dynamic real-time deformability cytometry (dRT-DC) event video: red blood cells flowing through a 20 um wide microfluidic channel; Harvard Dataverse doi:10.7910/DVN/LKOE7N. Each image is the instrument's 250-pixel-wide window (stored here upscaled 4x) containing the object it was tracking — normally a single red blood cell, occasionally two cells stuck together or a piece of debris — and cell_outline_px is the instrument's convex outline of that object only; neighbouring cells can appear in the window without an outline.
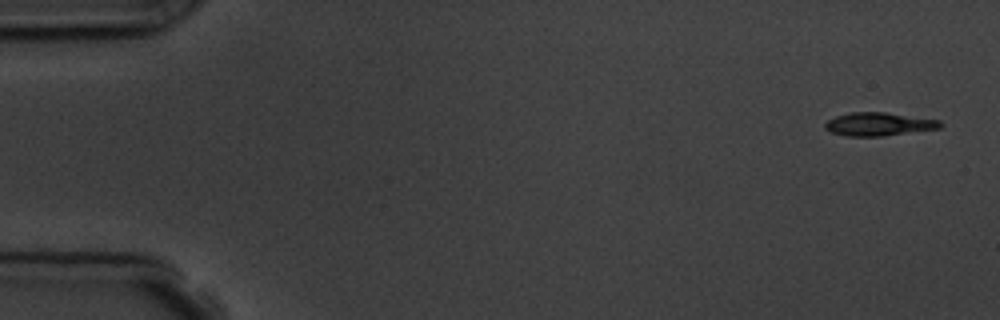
{"species": "common noctule bat (a hibernating species)", "species_latin": "Nyctalus noctula", "temperature_condition": "room temperature", "stored_images_in_passage": 4, "camera_frame_rate_fps": 3000, "um_per_image_px": 0.085, "animal": {"sex": "male", "body_mass_g": 19.5, "forearm_length_mm": 54.6}, "frame": {"image": 1, "passage_image": 1, "time_ms": 0.0, "image_size_px": [1000, 320], "cell_outline_px": [[944, 124], [940, 128], [880, 136], [844, 136], [832, 132], [824, 128], [824, 124], [828, 120], [836, 116], [852, 112], [884, 112], [940, 120]], "centroid_in_image_um": [74.68, 10.55], "position_along_channel_um": 10.3, "area_um2": 15.49}}
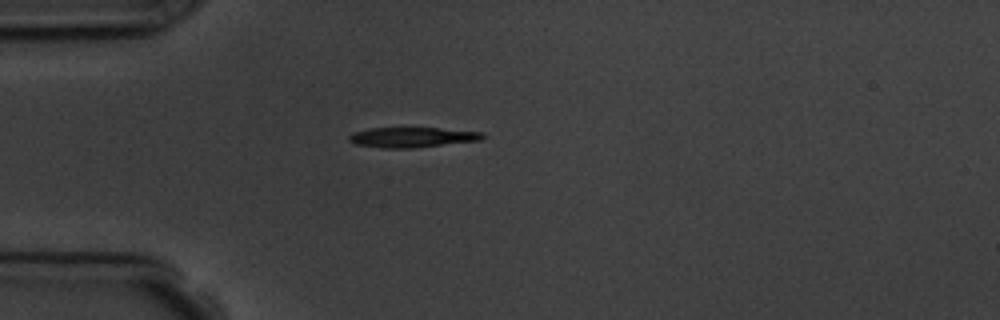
{"frame": {"image": 2, "passage_image": 4, "time_ms": 4.333, "image_size_px": [1000, 320], "cell_outline_px": [[488, 136], [480, 140], [416, 148], [384, 148], [356, 144], [348, 140], [348, 136], [352, 132], [368, 128], [440, 128], [484, 132]], "centroid_in_image_um": [35.06, 11.66], "position_along_channel_um": 49.9, "area_um2": 15.84}}